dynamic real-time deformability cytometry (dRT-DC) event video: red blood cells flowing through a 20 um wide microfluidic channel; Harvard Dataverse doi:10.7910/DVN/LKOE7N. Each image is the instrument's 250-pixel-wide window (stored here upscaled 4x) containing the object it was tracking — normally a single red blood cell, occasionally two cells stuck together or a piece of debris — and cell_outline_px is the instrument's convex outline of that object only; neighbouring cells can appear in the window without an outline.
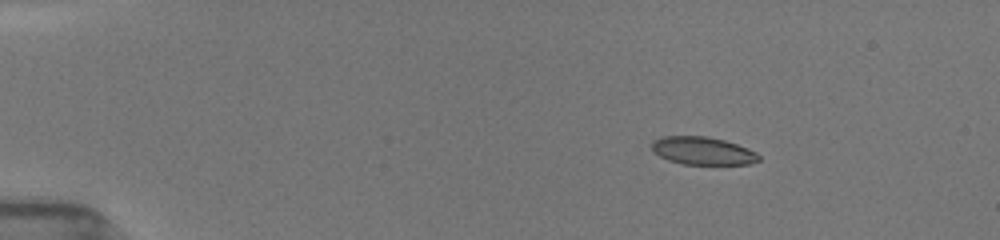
{"species": "common noctule bat (a hibernating species)", "species_latin": "Nyctalus noctula", "temperature_condition": "room temperature", "stored_images_in_passage": 5, "camera_frame_rate_fps": 3000, "um_per_image_px": 0.085, "animal": {"sex": "female", "body_mass_g": 19.5, "forearm_length_mm": 54.1}, "frame": {"image": 1, "passage_image": 1, "time_ms": 0.0, "image_size_px": [1000, 240], "cell_outline_px": [[760, 160], [752, 164], [684, 164], [668, 160], [652, 152], [652, 144], [656, 140], [664, 136], [704, 136], [724, 140], [748, 148], [756, 152], [760, 156]], "centroid_in_image_um": [59.75, 12.83], "position_along_channel_um": 25.2, "area_um2": 17.28}}